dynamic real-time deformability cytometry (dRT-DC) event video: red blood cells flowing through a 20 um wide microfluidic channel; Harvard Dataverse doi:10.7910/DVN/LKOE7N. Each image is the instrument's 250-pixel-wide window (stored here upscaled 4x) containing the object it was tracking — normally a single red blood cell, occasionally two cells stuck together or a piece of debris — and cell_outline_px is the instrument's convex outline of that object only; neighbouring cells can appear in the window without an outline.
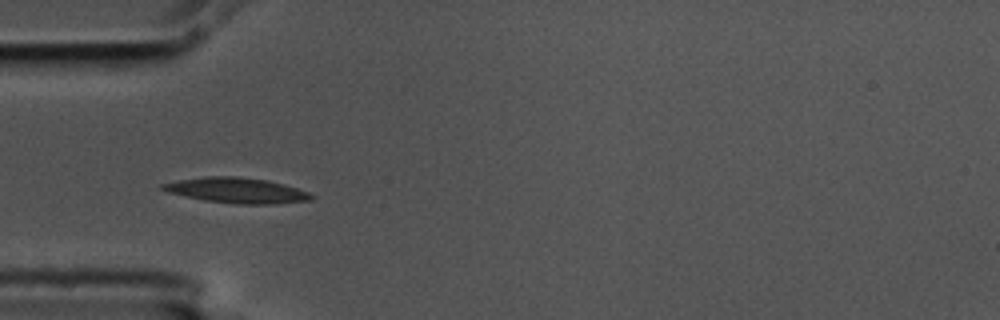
{"species": "common noctule bat (a hibernating species)", "species_latin": "Nyctalus noctula", "temperature_condition": "cold", "stored_images_in_passage": 4, "camera_frame_rate_fps": 3000, "um_per_image_px": 0.085, "animal": {"sex": "male", "body_mass_g": 17.5, "forearm_length_mm": 52.3}, "frame": {"image": 1, "passage_image": 3, "time_ms": 0.667, "image_size_px": [1000, 320], "cell_outline_px": [[316, 196], [312, 200], [276, 204], [236, 204], [204, 200], [168, 192], [160, 188], [160, 184], [180, 180], [204, 176], [236, 176], [268, 180], [296, 188], [308, 192]], "centroid_in_image_um": [20.14, 16.18], "position_along_channel_um": 64.9, "area_um2": 21.96}}